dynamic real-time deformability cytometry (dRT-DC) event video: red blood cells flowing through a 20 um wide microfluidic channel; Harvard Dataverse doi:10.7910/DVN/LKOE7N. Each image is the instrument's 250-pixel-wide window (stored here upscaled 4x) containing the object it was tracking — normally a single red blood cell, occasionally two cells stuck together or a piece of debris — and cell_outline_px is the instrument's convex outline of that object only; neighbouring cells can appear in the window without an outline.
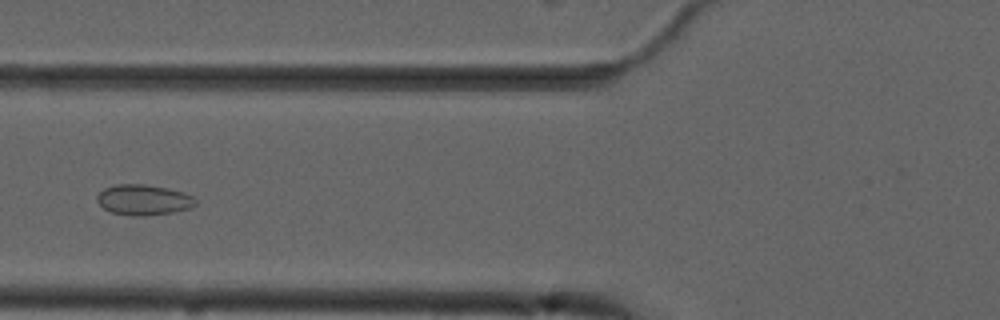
{"species": "common noctule bat (a hibernating species)", "species_latin": "Nyctalus noctula", "temperature_condition": "cold", "stored_images_in_passage": 5, "camera_frame_rate_fps": 3000, "um_per_image_px": 0.085, "animal": {"sex": "male", "forearm_length_mm": 52.5}, "frame": {"image": 1, "passage_image": 5, "time_ms": 5.0, "image_size_px": [1000, 320], "cell_outline_px": [[196, 204], [192, 208], [172, 212], [144, 216], [132, 216], [112, 212], [104, 208], [96, 200], [96, 196], [104, 188], [116, 184], [144, 184], [168, 188], [184, 192], [192, 196], [196, 200]], "centroid_in_image_um": [12.21, 16.98], "position_along_channel_um": 113.6, "area_um2": 17.57}}